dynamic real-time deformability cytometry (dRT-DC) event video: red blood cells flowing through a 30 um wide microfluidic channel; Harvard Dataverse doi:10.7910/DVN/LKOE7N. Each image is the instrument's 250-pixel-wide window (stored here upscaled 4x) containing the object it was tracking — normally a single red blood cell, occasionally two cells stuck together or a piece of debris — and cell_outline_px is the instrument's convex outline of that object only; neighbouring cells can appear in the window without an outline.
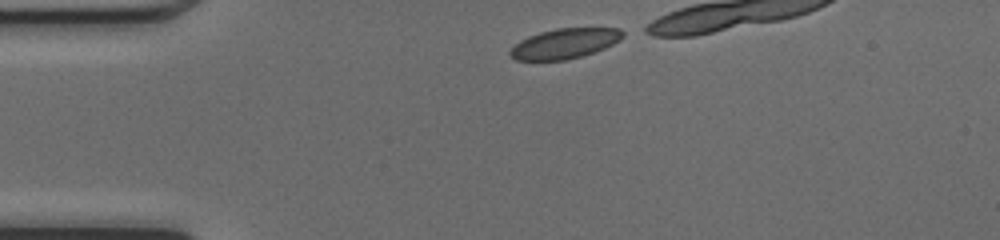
{"species": "common noctule bat (a hibernating species)", "species_latin": "Nyctalus noctula", "temperature_condition": "cold", "stored_images_in_passage": 12, "camera_frame_rate_fps": 3000, "um_per_image_px": 0.085, "animal": {"sex": "female", "body_mass_g": 17.0, "forearm_length_mm": 48.0}, "frame": {"image": 1, "passage_image": 1, "time_ms": 0.0, "image_size_px": [1000, 240], "cell_outline_px": [[628, 32], [620, 40], [604, 48], [580, 56], [564, 60], [516, 60], [508, 52], [520, 40], [528, 36], [540, 32], [556, 28], [620, 28]], "centroid_in_image_um": [48.03, 3.68], "position_along_channel_um": 37.0, "area_um2": 19.65}}
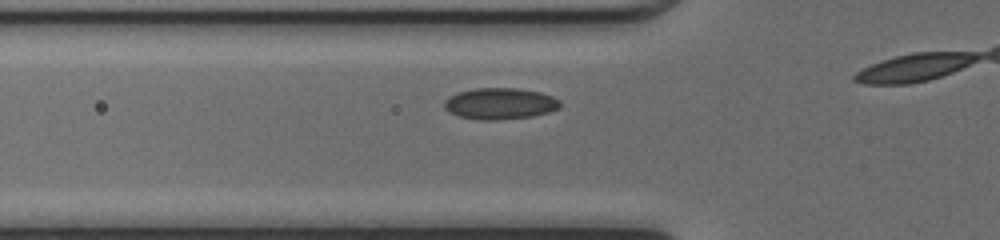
{"frame": {"image": 2, "passage_image": 7, "time_ms": 2.0, "image_size_px": [1000, 240], "cell_outline_px": [[560, 108], [548, 112], [532, 116], [496, 120], [480, 120], [460, 116], [448, 112], [444, 108], [444, 100], [448, 96], [456, 92], [472, 88], [516, 88], [540, 92], [552, 96], [560, 100]], "centroid_in_image_um": [42.46, 8.8], "position_along_channel_um": 83.3, "area_um2": 21.33}}
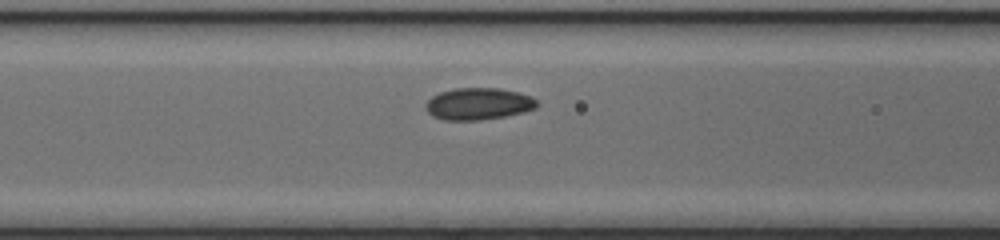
{"frame": {"image": 3, "passage_image": 10, "time_ms": 3.0, "image_size_px": [1000, 240], "cell_outline_px": [[540, 104], [536, 108], [524, 112], [504, 116], [480, 120], [444, 120], [432, 116], [424, 108], [424, 104], [432, 96], [440, 92], [456, 88], [500, 88], [520, 92], [532, 96]], "centroid_in_image_um": [40.67, 8.82], "position_along_channel_um": 125.9, "area_um2": 20.92}}